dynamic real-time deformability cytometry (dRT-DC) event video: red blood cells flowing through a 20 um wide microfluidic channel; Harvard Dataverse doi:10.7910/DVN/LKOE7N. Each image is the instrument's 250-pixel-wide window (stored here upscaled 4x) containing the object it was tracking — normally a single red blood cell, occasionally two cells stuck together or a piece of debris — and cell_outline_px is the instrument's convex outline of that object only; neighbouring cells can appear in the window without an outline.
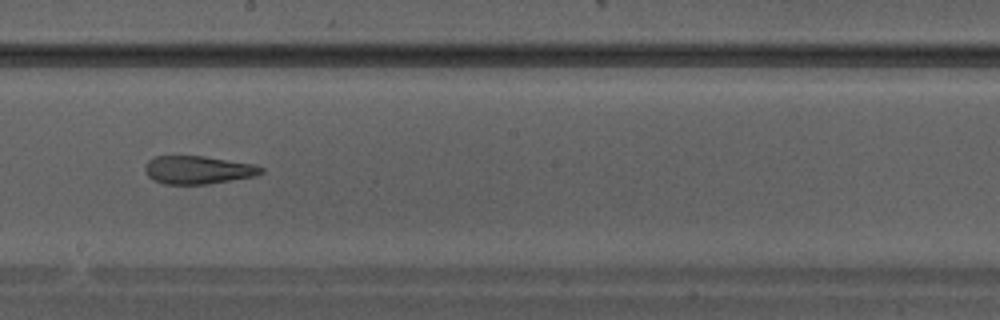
{"species": "Egyptian fruit bat (a non-hibernating species)", "species_latin": "Rousettus aegyptiacus", "temperature_condition": "warm", "stored_images_in_passage": 26, "camera_frame_rate_fps": 3000, "um_per_image_px": 0.085, "animal": {"sex": "male"}, "frame": {"image": 1, "passage_image": 15, "time_ms": 4.667, "image_size_px": [1000, 320], "cell_outline_px": [[264, 172], [256, 176], [208, 184], [164, 184], [152, 180], [144, 172], [144, 164], [148, 160], [156, 156], [204, 156], [256, 164], [264, 168]], "centroid_in_image_um": [16.83, 14.44], "position_along_channel_um": 231.4, "area_um2": 19.31}}